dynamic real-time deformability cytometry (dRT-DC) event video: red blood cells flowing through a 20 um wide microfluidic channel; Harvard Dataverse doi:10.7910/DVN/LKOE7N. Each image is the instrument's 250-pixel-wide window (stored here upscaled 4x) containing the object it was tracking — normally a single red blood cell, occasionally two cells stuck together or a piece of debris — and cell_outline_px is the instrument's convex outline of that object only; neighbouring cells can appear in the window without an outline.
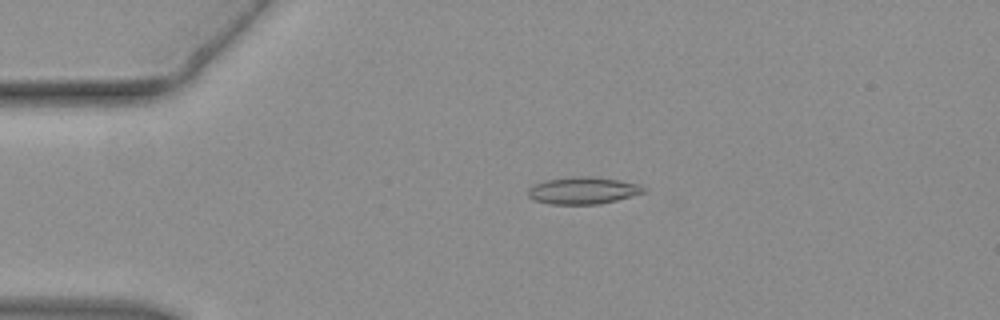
{"species": "common noctule bat (a hibernating species)", "species_latin": "Nyctalus noctula", "temperature_condition": "warm", "stored_images_in_passage": 39, "camera_frame_rate_fps": 3000, "um_per_image_px": 0.085, "animal": {"sex": "female", "body_mass_g": 19.3, "forearm_length_mm": 54.1}, "frame": {"image": 1, "passage_image": 3, "time_ms": 0.667, "image_size_px": [1000, 320], "cell_outline_px": [[648, 188], [644, 192], [616, 200], [600, 204], [548, 204], [532, 200], [528, 196], [528, 192], [536, 184], [548, 180], [572, 176], [592, 176], [640, 184]], "centroid_in_image_um": [49.57, 16.2], "position_along_channel_um": 35.4, "area_um2": 18.09}}
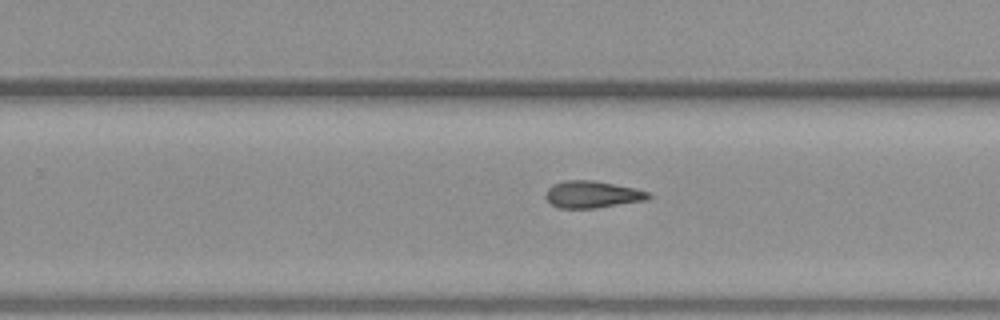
{"frame": {"image": 2, "passage_image": 22, "time_ms": 7.0, "image_size_px": [1000, 320], "cell_outline_px": [[652, 196], [648, 200], [596, 208], [560, 208], [552, 204], [544, 196], [548, 188], [552, 184], [564, 180], [592, 180], [652, 192]], "centroid_in_image_um": [50.36, 16.53], "position_along_channel_um": 279.4, "area_um2": 16.18}}
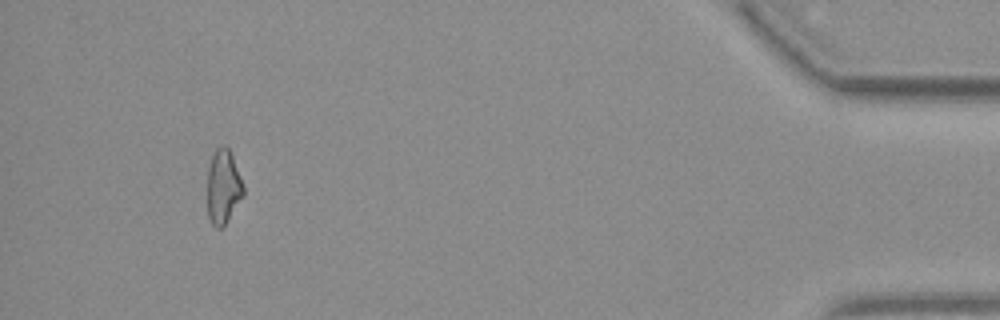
{"frame": {"image": 3, "passage_image": 36, "time_ms": 11.667, "image_size_px": [1000, 320], "cell_outline_px": [[244, 196], [228, 220], [220, 228], [216, 228], [212, 224], [208, 216], [208, 168], [212, 156], [216, 148], [220, 144], [224, 144], [232, 152], [244, 188]], "centroid_in_image_um": [18.99, 15.85], "position_along_channel_um": 416.2, "area_um2": 15.72}}